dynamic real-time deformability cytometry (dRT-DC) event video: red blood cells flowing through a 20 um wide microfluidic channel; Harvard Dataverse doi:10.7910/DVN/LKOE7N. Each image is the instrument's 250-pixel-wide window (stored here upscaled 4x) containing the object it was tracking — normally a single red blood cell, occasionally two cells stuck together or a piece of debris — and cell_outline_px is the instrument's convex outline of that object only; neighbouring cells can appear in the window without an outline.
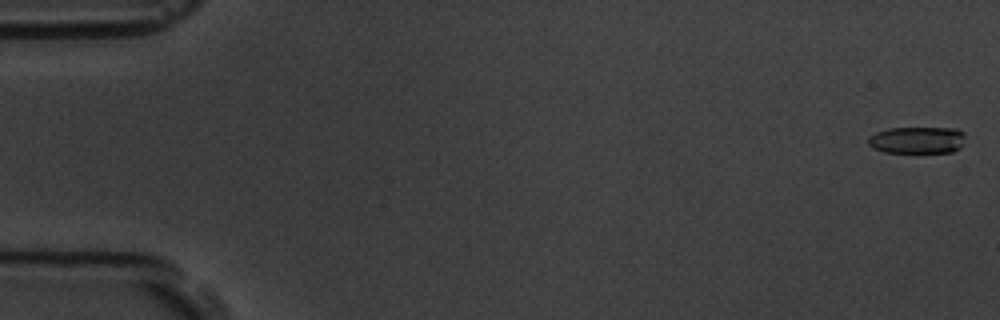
{"species": "common noctule bat (a hibernating species)", "species_latin": "Nyctalus noctula", "temperature_condition": "room temperature", "stored_images_in_passage": 10, "camera_frame_rate_fps": 3000, "um_per_image_px": 0.085, "animal": {"sex": "male", "body_mass_g": 19.5, "forearm_length_mm": 54.6}, "frame": {"image": 1, "passage_image": 2, "time_ms": 0.333, "image_size_px": [1000, 320], "cell_outline_px": [[964, 144], [960, 148], [952, 152], [884, 152], [872, 148], [868, 144], [868, 136], [876, 132], [888, 128], [956, 128], [964, 132]], "centroid_in_image_um": [77.96, 11.9], "position_along_channel_um": 7.0, "area_um2": 15.37}}